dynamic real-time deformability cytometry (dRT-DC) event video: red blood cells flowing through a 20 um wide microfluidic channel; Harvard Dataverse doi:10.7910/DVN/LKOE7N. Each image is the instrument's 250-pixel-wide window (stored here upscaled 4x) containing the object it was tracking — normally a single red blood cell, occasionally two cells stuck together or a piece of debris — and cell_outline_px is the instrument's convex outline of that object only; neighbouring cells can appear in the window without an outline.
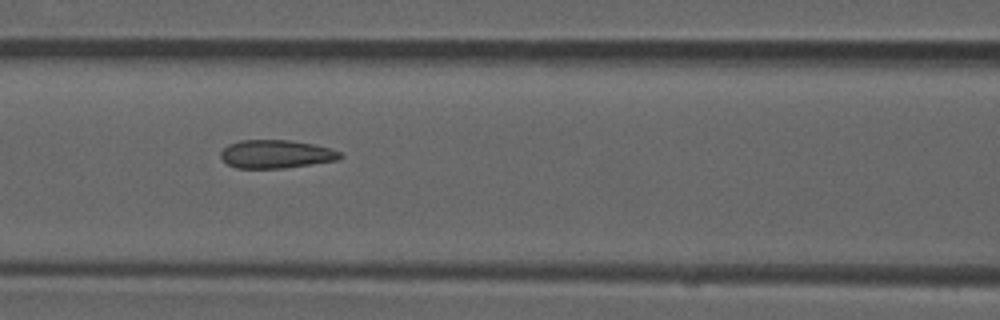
{"species": "common noctule bat (a hibernating species)", "species_latin": "Nyctalus noctula", "temperature_condition": "room temperature", "stored_images_in_passage": 8, "camera_frame_rate_fps": 3000, "um_per_image_px": 0.085, "animal": {"sex": "male", "forearm_length_mm": 52.5}, "frame": {"image": 1, "passage_image": 7, "time_ms": 2.0, "image_size_px": [1000, 320], "cell_outline_px": [[344, 156], [340, 160], [284, 168], [236, 168], [228, 164], [220, 156], [220, 152], [228, 144], [240, 140], [288, 140], [312, 144], [332, 148], [340, 152]], "centroid_in_image_um": [23.49, 13.1], "position_along_channel_um": 143.1, "area_um2": 19.77}}
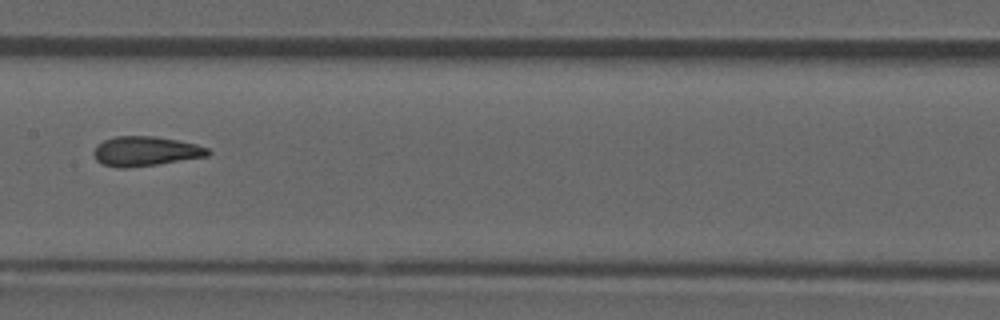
{"frame": {"image": 2, "passage_image": 8, "time_ms": 2.333, "image_size_px": [1000, 320], "cell_outline_px": [[212, 152], [208, 156], [156, 164], [128, 168], [116, 168], [104, 164], [96, 160], [92, 152], [96, 144], [104, 140], [116, 136], [152, 136], [176, 140], [196, 144], [208, 148]], "centroid_in_image_um": [12.33, 12.85], "position_along_channel_um": 195.1, "area_um2": 19.71}}